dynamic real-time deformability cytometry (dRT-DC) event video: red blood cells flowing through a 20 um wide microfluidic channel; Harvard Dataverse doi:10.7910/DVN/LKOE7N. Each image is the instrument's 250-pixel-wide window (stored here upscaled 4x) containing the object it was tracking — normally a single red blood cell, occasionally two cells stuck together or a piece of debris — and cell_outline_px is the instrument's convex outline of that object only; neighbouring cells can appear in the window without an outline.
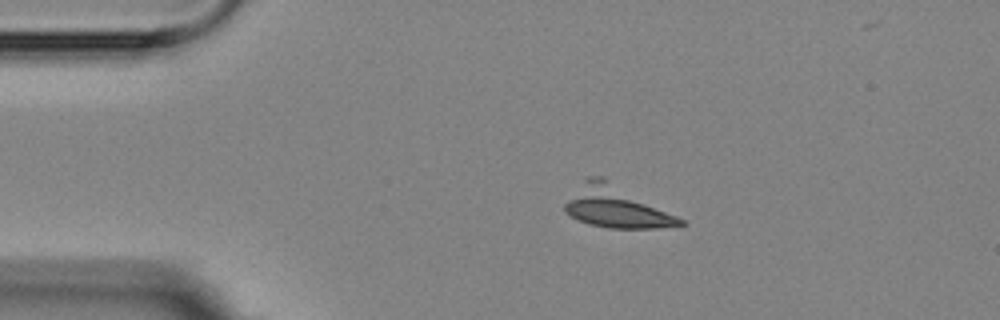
{"species": "Egyptian fruit bat (a non-hibernating species)", "species_latin": "Rousettus aegyptiacus", "temperature_condition": "room temperature", "stored_images_in_passage": 5, "camera_frame_rate_fps": 3000, "um_per_image_px": 0.085, "animal": {"sex": "female"}, "frame": {"image": 1, "passage_image": 1, "time_ms": 0.0, "image_size_px": [1000, 320], "cell_outline_px": [[688, 224], [656, 228], [608, 228], [592, 224], [580, 220], [564, 212], [564, 204], [584, 180], [588, 176], [604, 176], [684, 220]], "centroid_in_image_um": [52.38, 17.57], "position_along_channel_um": 32.6, "area_um2": 27.57}}
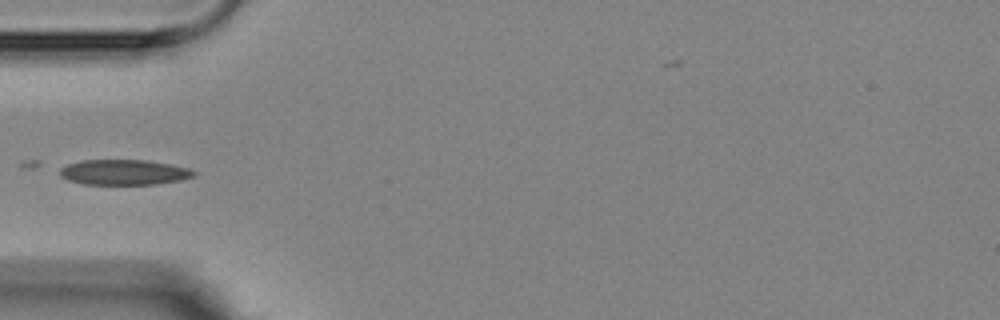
{"frame": {"image": 2, "passage_image": 3, "time_ms": 2.333, "image_size_px": [1000, 320], "cell_outline_px": [[196, 176], [180, 180], [156, 184], [84, 184], [68, 180], [60, 176], [60, 168], [68, 164], [80, 160], [148, 160], [188, 168], [196, 172]], "centroid_in_image_um": [10.53, 14.64], "position_along_channel_um": 74.5, "area_um2": 19.71}}
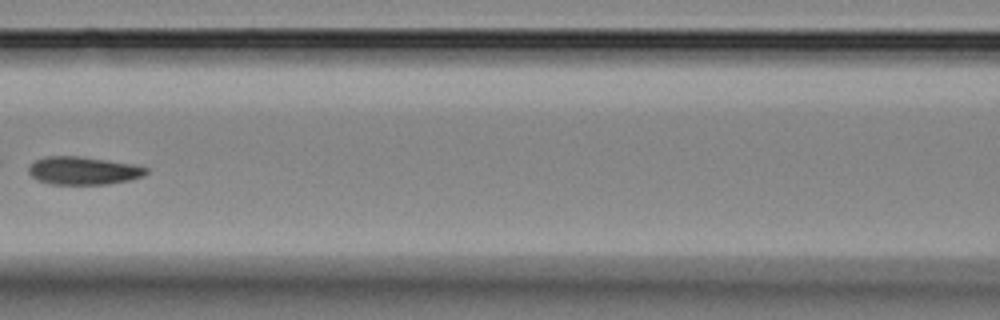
{"frame": {"image": 3, "passage_image": 5, "time_ms": 4.667, "image_size_px": [1000, 320], "cell_outline_px": [[148, 172], [144, 176], [128, 180], [108, 184], [52, 184], [40, 180], [32, 176], [28, 172], [28, 168], [36, 160], [44, 156], [80, 156], [108, 160], [132, 164], [148, 168]], "centroid_in_image_um": [7.1, 14.5], "position_along_channel_um": 159.5, "area_um2": 19.02}}